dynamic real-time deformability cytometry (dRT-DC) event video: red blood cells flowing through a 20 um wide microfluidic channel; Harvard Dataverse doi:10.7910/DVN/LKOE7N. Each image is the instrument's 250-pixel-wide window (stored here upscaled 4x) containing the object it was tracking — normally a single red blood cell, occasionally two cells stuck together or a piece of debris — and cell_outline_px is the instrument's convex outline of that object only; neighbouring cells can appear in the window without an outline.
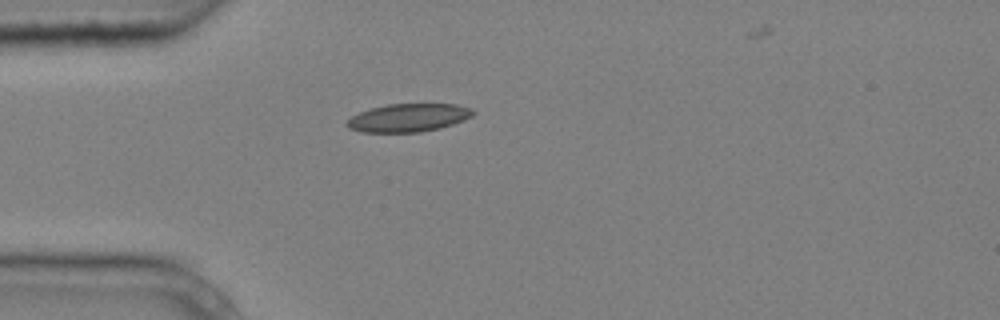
{"species": "common noctule bat (a hibernating species)", "species_latin": "Nyctalus noctula", "temperature_condition": "cold", "stored_images_in_passage": 2, "camera_frame_rate_fps": 3000, "um_per_image_px": 0.085, "animal": {"sex": "male", "body_mass_g": 20.4}, "frame": {"image": 1, "passage_image": 1, "time_ms": 0.0, "image_size_px": [1000, 320], "cell_outline_px": [[476, 112], [472, 116], [464, 120], [440, 128], [420, 132], [360, 132], [348, 128], [344, 124], [352, 116], [360, 112], [372, 108], [388, 104], [456, 104], [472, 108]], "centroid_in_image_um": [34.72, 10.01], "position_along_channel_um": 50.3, "area_um2": 20.69}}